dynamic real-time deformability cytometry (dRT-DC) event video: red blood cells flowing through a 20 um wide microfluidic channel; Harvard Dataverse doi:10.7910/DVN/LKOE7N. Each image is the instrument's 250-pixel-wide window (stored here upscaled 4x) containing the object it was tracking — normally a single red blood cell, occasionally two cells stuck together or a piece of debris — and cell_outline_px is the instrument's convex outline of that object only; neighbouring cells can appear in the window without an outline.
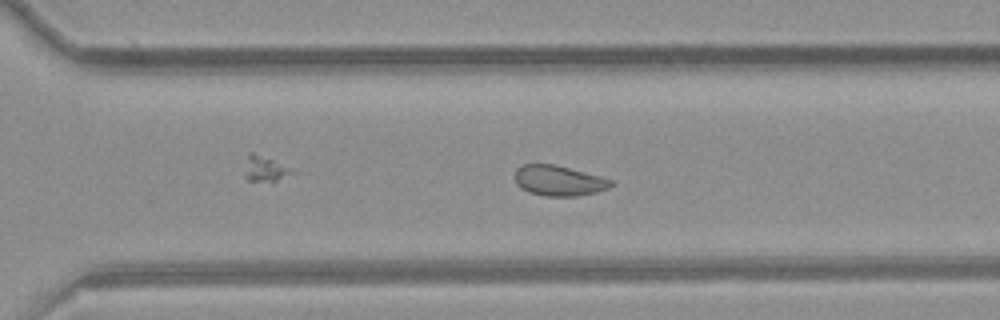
{"species": "common noctule bat (a hibernating species)", "species_latin": "Nyctalus noctula", "temperature_condition": "room temperature", "stored_images_in_passage": 40, "camera_frame_rate_fps": 3000, "um_per_image_px": 0.085, "animal": {"sex": "female", "body_mass_g": 21.9}, "frame": {"image": 1, "passage_image": 23, "time_ms": 7.333, "image_size_px": [1000, 320], "cell_outline_px": [[612, 184], [608, 188], [596, 192], [576, 196], [544, 196], [528, 192], [520, 188], [516, 184], [516, 168], [520, 164], [556, 164], [600, 176], [612, 180]], "centroid_in_image_um": [47.46, 15.35], "position_along_channel_um": 323.1, "area_um2": 17.05}, "authors_computed_cell_mechanics": {"area_um2": 18.1781, "velocity_mm_per_s": 3.9566, "shape_relaxation_time_tau1_ms": null, "shape_relaxation_time_tau2_ms": 2.7065, "deformation_change_tau1": null, "deformation_change_tau2": 0.0751}}